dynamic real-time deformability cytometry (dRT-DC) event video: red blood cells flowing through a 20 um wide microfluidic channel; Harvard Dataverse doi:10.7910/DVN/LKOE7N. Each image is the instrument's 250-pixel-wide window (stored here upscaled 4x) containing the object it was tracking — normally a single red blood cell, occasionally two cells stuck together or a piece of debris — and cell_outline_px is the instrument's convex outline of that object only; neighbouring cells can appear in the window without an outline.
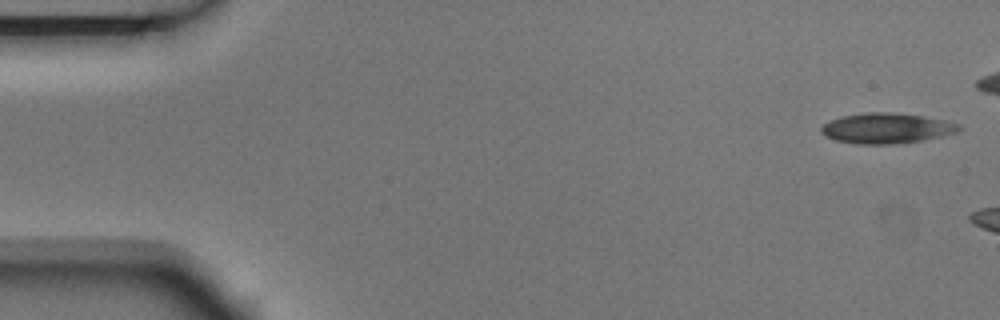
{"species": "Egyptian fruit bat (a non-hibernating species)", "species_latin": "Rousettus aegyptiacus", "temperature_condition": "room temperature", "stored_images_in_passage": 3, "camera_frame_rate_fps": 3000, "um_per_image_px": 0.085, "animal": {"sex": "male"}, "frame": {"image": 1, "passage_image": 1, "time_ms": 0.0, "image_size_px": [1000, 320], "cell_outline_px": [[964, 128], [956, 132], [924, 140], [892, 144], [856, 144], [836, 140], [824, 136], [820, 132], [820, 128], [828, 120], [844, 116], [864, 112], [892, 112], [924, 116], [944, 120], [960, 124]], "centroid_in_image_um": [75.34, 10.9], "position_along_channel_um": 9.7, "area_um2": 24.51}}